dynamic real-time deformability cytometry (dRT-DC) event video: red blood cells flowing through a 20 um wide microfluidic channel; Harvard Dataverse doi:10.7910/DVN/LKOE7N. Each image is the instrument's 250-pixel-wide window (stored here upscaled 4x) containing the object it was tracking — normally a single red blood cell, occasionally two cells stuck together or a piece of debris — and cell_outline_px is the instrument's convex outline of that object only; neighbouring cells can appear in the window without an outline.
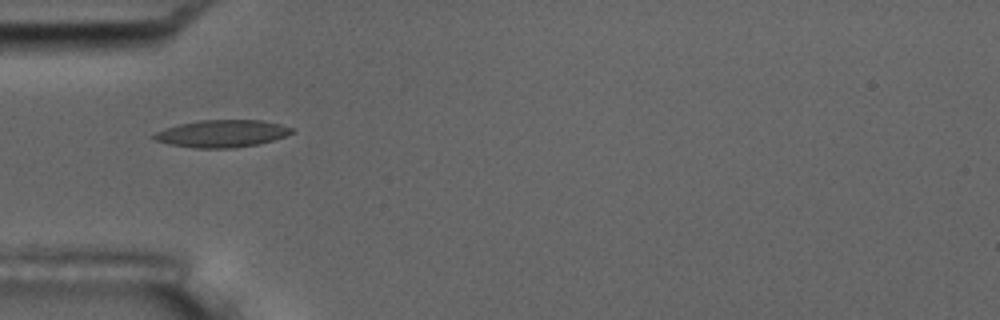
{"species": "common noctule bat (a hibernating species)", "species_latin": "Nyctalus noctula", "temperature_condition": "room temperature", "stored_images_in_passage": 8, "camera_frame_rate_fps": 3000, "um_per_image_px": 0.085, "animal": {"sex": "male", "body_mass_g": 17.5, "forearm_length_mm": 52.3}, "frame": {"image": 1, "passage_image": 6, "time_ms": 5.667, "image_size_px": [1000, 320], "cell_outline_px": [[296, 132], [272, 140], [256, 144], [232, 148], [196, 148], [168, 144], [156, 140], [148, 136], [164, 128], [180, 124], [200, 120], [260, 120], [280, 124], [292, 128]], "centroid_in_image_um": [18.83, 11.35], "position_along_channel_um": 66.2, "area_um2": 21.85}}